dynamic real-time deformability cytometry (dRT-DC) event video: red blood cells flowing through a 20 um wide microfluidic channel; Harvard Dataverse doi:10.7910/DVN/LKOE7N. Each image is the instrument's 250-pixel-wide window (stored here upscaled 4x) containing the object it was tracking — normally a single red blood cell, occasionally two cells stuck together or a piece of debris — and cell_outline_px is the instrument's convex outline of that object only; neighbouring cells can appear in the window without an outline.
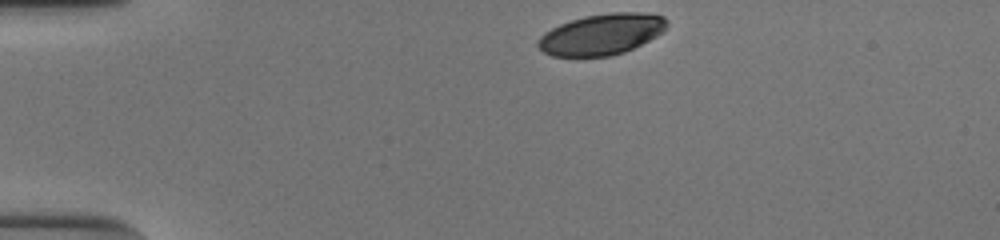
{"species": "human", "species_latin": "Homo sapiens", "temperature_condition": "cold", "stored_images_in_passage": 35, "camera_frame_rate_fps": 3000, "um_per_image_px": 0.085, "donor": {"sex": "male"}, "frame": {"image": 1, "passage_image": 1, "time_ms": 0.0, "image_size_px": [1000, 240], "cell_outline_px": [[668, 28], [664, 32], [624, 52], [612, 56], [552, 56], [544, 52], [536, 44], [540, 36], [544, 32], [560, 24], [584, 16], [608, 12], [644, 12], [664, 16], [668, 20]], "centroid_in_image_um": [51.17, 2.9], "position_along_channel_um": 33.8, "area_um2": 30.92}}
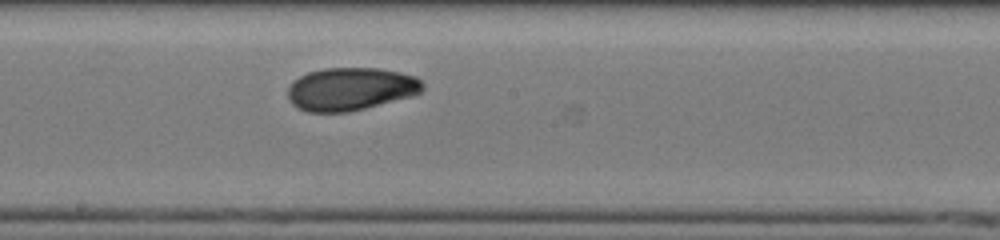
{"frame": {"image": 2, "passage_image": 20, "time_ms": 6.333, "image_size_px": [1000, 240], "cell_outline_px": [[424, 88], [420, 92], [412, 96], [348, 112], [308, 112], [292, 104], [288, 100], [288, 88], [292, 80], [308, 72], [324, 68], [380, 68], [400, 72], [416, 76], [424, 84]], "centroid_in_image_um": [29.79, 7.55], "position_along_channel_um": 218.4, "area_um2": 33.81}}
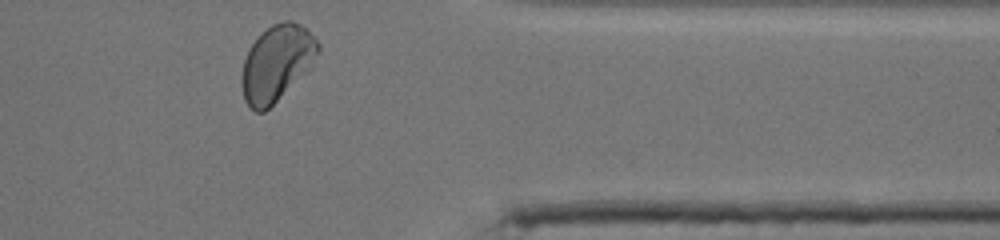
{"frame": {"image": 3, "passage_image": 34, "time_ms": 11.0, "image_size_px": [1000, 240], "cell_outline_px": [[320, 52], [312, 68], [308, 72], [264, 112], [256, 112], [244, 100], [244, 60], [248, 48], [272, 24], [284, 20], [292, 20], [308, 28], [320, 44]], "centroid_in_image_um": [23.61, 5.33], "position_along_channel_um": 387.8, "area_um2": 33.64}, "authors_computed_cell_mechanics": {"area_um2": 33.524, "velocity_mm_per_s": 3.8766, "shape_relaxation_time_tau1_ms": 5.386, "shape_relaxation_time_tau2_ms": 1.6271, "deformation_change_tau1": 0.1611, "deformation_change_tau2": 0.0509}}